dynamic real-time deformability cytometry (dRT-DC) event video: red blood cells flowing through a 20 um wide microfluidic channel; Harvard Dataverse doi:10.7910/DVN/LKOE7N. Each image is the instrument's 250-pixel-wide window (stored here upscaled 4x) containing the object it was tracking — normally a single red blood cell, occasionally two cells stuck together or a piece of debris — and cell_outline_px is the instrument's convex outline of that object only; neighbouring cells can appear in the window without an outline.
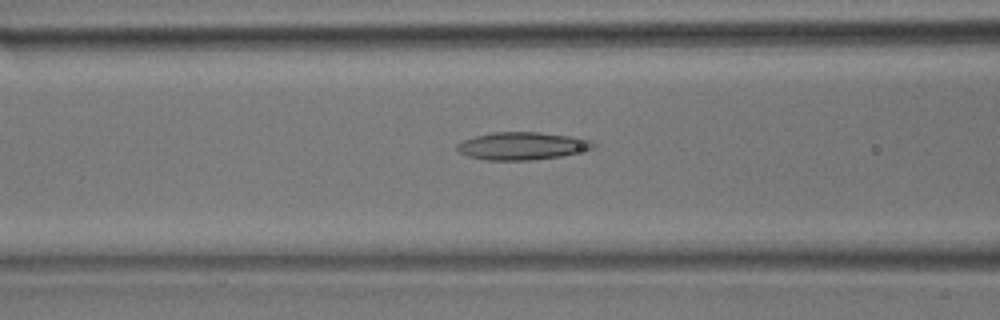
{"species": "common noctule bat (a hibernating species)", "species_latin": "Nyctalus noctula", "temperature_condition": "room temperature", "stored_images_in_passage": 36, "camera_frame_rate_fps": 3000, "um_per_image_px": 0.085, "animal": {"sex": "male", "body_mass_g": 17.9}, "frame": {"image": 1, "passage_image": 14, "time_ms": 4.333, "image_size_px": [1000, 320], "cell_outline_px": [[600, 144], [596, 148], [560, 156], [532, 160], [484, 160], [468, 156], [460, 152], [456, 148], [456, 144], [464, 140], [476, 136], [492, 132], [536, 132], [568, 136], [592, 140]], "centroid_in_image_um": [44.41, 12.41], "position_along_channel_um": 122.2, "area_um2": 21.96}}
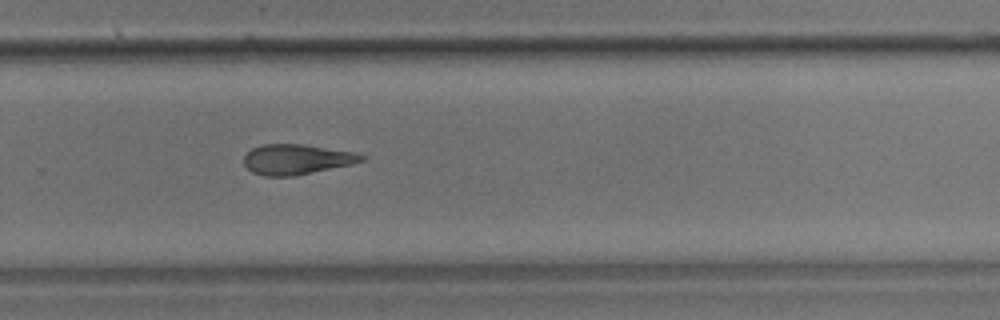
{"frame": {"image": 2, "passage_image": 24, "time_ms": 7.667, "image_size_px": [1000, 320], "cell_outline_px": [[364, 160], [352, 164], [292, 176], [264, 176], [252, 172], [244, 164], [244, 156], [252, 148], [264, 144], [304, 144], [356, 152], [364, 156]], "centroid_in_image_um": [25.2, 13.54], "position_along_channel_um": 304.6, "area_um2": 20.58}}
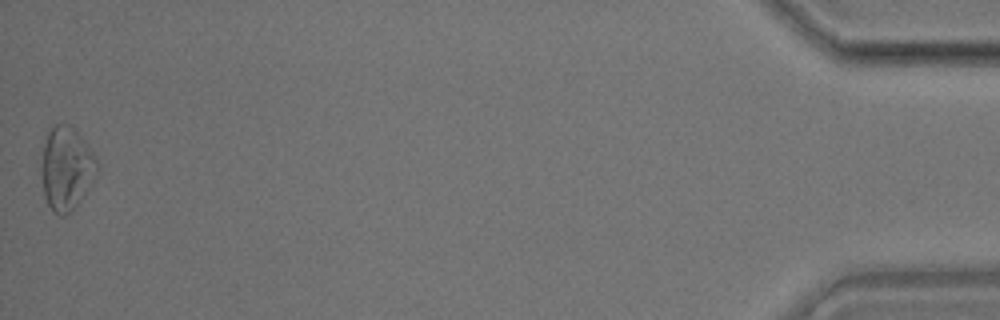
{"frame": {"image": 3, "passage_image": 36, "time_ms": 11.667, "image_size_px": [1000, 320], "cell_outline_px": [[100, 168], [96, 176], [76, 204], [64, 216], [60, 216], [52, 212], [44, 196], [40, 172], [44, 144], [48, 128], [56, 124], [68, 124], [84, 140], [96, 156]], "centroid_in_image_um": [5.63, 14.3], "position_along_channel_um": 429.6, "area_um2": 27.05}}